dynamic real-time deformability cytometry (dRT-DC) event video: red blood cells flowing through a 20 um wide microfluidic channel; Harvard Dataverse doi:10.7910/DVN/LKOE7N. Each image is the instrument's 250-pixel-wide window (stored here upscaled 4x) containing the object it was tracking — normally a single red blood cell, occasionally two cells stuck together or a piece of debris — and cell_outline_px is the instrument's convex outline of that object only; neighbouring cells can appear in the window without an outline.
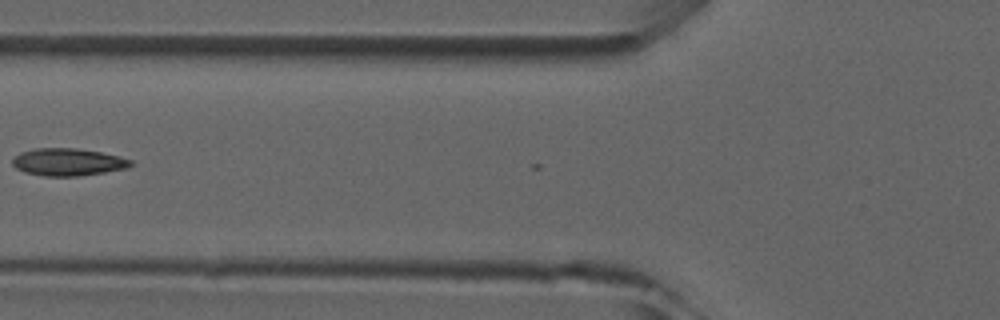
{"species": "common noctule bat (a hibernating species)", "species_latin": "Nyctalus noctula", "temperature_condition": "room temperature", "stored_images_in_passage": 5, "camera_frame_rate_fps": 3000, "um_per_image_px": 0.085, "animal": {"sex": "male", "forearm_length_mm": 52.5}, "frame": {"image": 1, "passage_image": 5, "time_ms": 4.667, "image_size_px": [1000, 320], "cell_outline_px": [[132, 164], [128, 168], [104, 172], [76, 176], [44, 176], [24, 172], [16, 168], [12, 164], [12, 160], [20, 152], [36, 148], [76, 148], [100, 152], [120, 156], [132, 160]], "centroid_in_image_um": [5.77, 13.77], "position_along_channel_um": 120.0, "area_um2": 18.84}}